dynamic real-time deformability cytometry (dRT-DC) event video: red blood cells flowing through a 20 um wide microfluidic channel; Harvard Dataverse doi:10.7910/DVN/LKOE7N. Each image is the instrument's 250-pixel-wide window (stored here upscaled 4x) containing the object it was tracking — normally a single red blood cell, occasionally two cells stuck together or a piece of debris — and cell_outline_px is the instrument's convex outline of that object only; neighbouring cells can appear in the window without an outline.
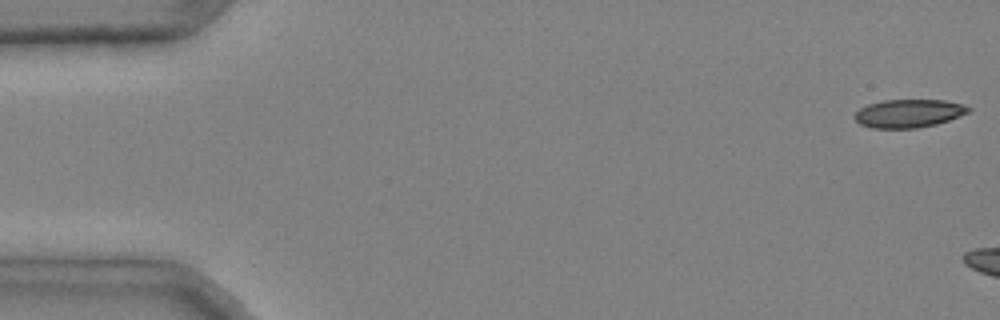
{"species": "common noctule bat (a hibernating species)", "species_latin": "Nyctalus noctula", "temperature_condition": "cold", "stored_images_in_passage": 10, "camera_frame_rate_fps": 3000, "um_per_image_px": 0.085, "animal": {"sex": "male", "body_mass_g": 20.4}, "frame": {"image": 1, "passage_image": 1, "time_ms": 0.0, "image_size_px": [1000, 320], "cell_outline_px": [[972, 112], [936, 124], [916, 128], [872, 128], [860, 124], [852, 116], [860, 108], [868, 104], [884, 100], [944, 100], [964, 104], [972, 108]], "centroid_in_image_um": [77.26, 9.63], "position_along_channel_um": 7.7, "area_um2": 18.84}}